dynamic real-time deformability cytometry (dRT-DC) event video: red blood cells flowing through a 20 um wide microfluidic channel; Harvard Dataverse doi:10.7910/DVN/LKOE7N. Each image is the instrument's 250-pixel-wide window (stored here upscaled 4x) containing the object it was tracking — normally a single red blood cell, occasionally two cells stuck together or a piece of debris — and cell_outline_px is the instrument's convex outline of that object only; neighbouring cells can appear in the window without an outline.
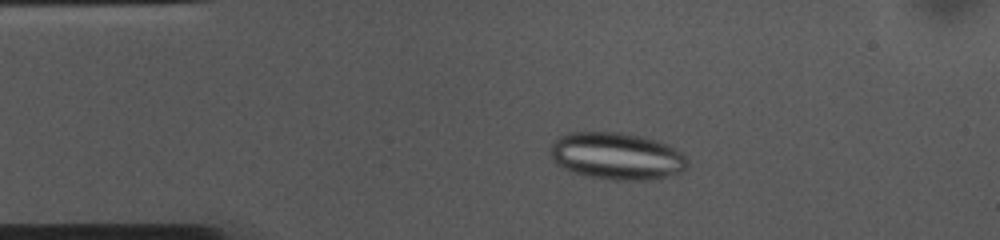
{"species": "common noctule bat (a hibernating species)", "species_latin": "Nyctalus noctula", "temperature_condition": "cold", "stored_images_in_passage": 54, "camera_frame_rate_fps": 3000, "um_per_image_px": 0.085, "animal": {"sex": "female", "body_mass_g": 10.0, "forearm_length_mm": 53.1}, "frame": {"image": 1, "passage_image": 10, "time_ms": 3.0, "image_size_px": [1000, 240], "cell_outline_px": [[688, 168], [680, 172], [668, 176], [652, 180], [612, 180], [588, 176], [572, 172], [556, 164], [552, 160], [552, 144], [560, 136], [568, 132], [628, 132], [644, 136], [668, 144], [680, 152], [688, 160]], "centroid_in_image_um": [52.45, 13.26], "position_along_channel_um": 32.5, "area_um2": 37.92}}
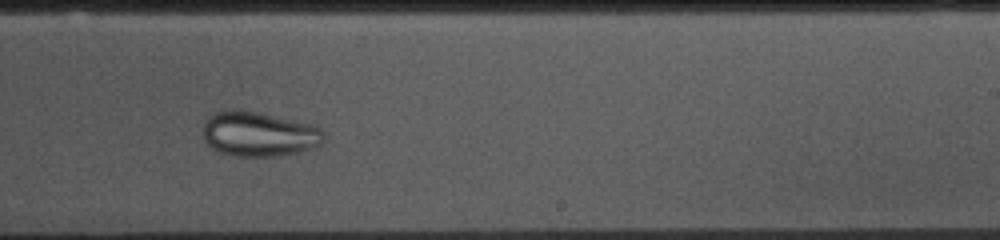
{"frame": {"image": 2, "passage_image": 32, "time_ms": 10.333, "image_size_px": [1000, 240], "cell_outline_px": [[324, 140], [320, 144], [300, 152], [276, 156], [236, 156], [220, 152], [212, 148], [204, 140], [204, 120], [212, 112], [232, 108], [240, 108], [308, 124], [320, 128], [324, 132]], "centroid_in_image_um": [21.95, 11.38], "position_along_channel_um": 267.1, "area_um2": 31.56}}
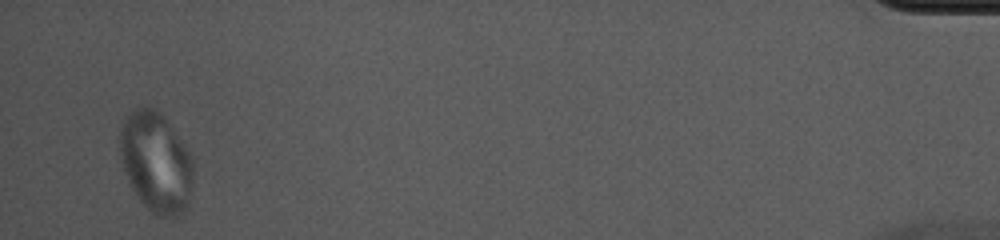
{"frame": {"image": 3, "passage_image": 52, "time_ms": 17.0, "image_size_px": [1000, 240], "cell_outline_px": [[192, 172], [188, 208], [180, 216], [160, 216], [152, 212], [140, 200], [132, 188], [128, 180], [120, 156], [120, 128], [128, 112], [144, 104], [148, 104], [156, 108], [164, 116], [188, 152], [192, 160]], "centroid_in_image_um": [13.24, 13.75], "position_along_channel_um": 422.0, "area_um2": 42.66}}